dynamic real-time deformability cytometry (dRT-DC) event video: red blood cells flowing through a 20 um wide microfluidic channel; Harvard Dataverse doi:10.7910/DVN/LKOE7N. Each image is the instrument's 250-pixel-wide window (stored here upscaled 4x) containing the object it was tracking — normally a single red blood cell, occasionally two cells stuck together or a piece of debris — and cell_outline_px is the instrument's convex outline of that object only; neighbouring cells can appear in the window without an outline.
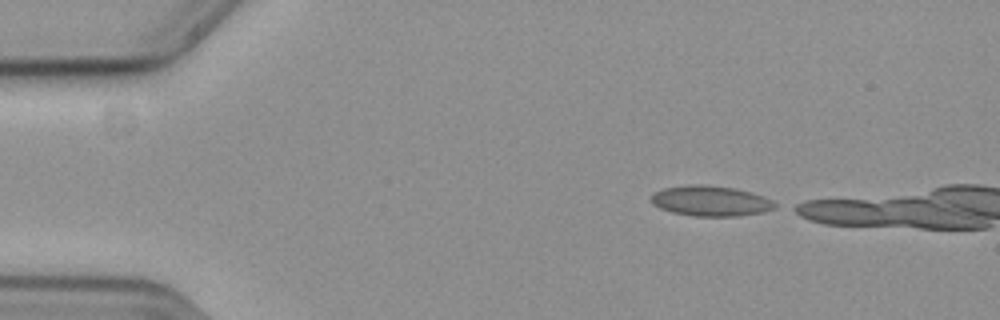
{"species": "common noctule bat (a hibernating species)", "species_latin": "Nyctalus noctula", "temperature_condition": "cold", "stored_images_in_passage": 5, "camera_frame_rate_fps": 3000, "um_per_image_px": 0.085, "animal": {"sex": "female", "body_mass_g": 19.3, "forearm_length_mm": 54.1}, "frame": {"image": 1, "passage_image": 1, "time_ms": 0.0, "image_size_px": [1000, 320], "cell_outline_px": [[780, 204], [776, 208], [760, 212], [736, 216], [696, 216], [672, 212], [660, 208], [652, 204], [652, 196], [656, 192], [664, 188], [688, 184], [704, 184], [736, 188], [752, 192], [772, 200]], "centroid_in_image_um": [60.44, 17.07], "position_along_channel_um": 24.6, "area_um2": 21.91}}